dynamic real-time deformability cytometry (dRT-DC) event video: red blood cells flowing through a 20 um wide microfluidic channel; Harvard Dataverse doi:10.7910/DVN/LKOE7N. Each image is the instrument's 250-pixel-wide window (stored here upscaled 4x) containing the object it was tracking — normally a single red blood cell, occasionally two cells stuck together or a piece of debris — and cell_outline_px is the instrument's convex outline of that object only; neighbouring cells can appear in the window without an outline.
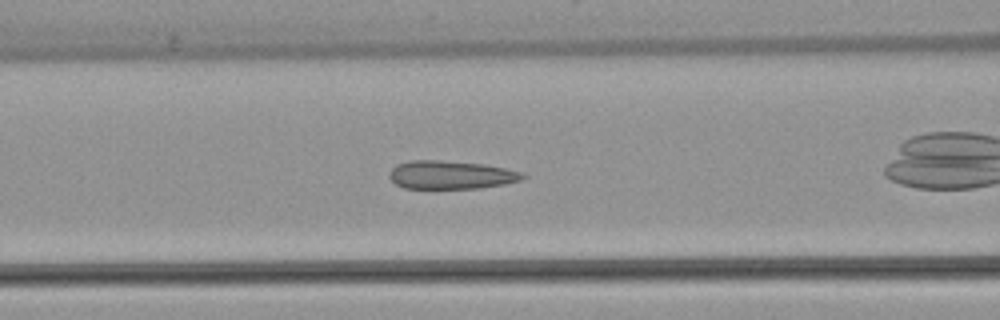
{"species": "common noctule bat (a hibernating species)", "species_latin": "Nyctalus noctula", "temperature_condition": "warm", "stored_images_in_passage": 15, "camera_frame_rate_fps": 3000, "um_per_image_px": 0.085, "animal": {"sex": "female", "body_mass_g": 22.7, "forearm_length_mm": 54.2}, "frame": {"image": 1, "passage_image": 7, "time_ms": 2.0, "image_size_px": [1000, 320], "cell_outline_px": [[528, 176], [520, 180], [504, 184], [480, 188], [404, 188], [396, 184], [388, 176], [388, 172], [396, 164], [408, 160], [440, 160], [484, 164], [524, 172]], "centroid_in_image_um": [38.32, 14.85], "position_along_channel_um": 128.3, "area_um2": 22.14}}